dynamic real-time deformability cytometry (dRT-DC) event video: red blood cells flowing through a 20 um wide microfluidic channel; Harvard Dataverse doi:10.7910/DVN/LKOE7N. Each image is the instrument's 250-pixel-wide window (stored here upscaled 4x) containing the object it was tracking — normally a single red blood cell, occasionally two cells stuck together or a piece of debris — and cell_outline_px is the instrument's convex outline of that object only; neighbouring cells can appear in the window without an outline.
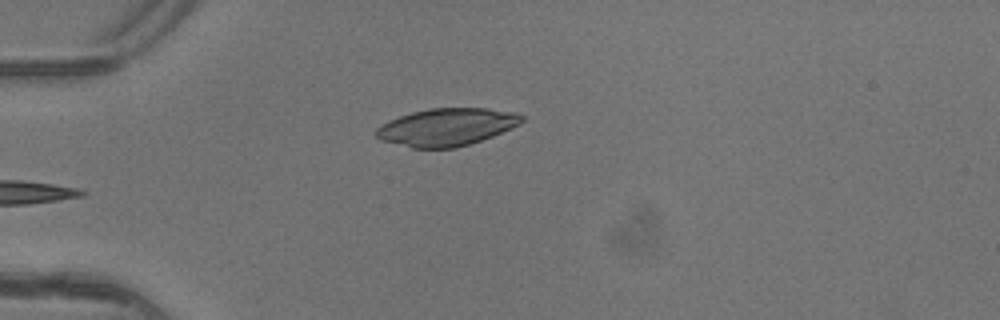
{"species": "common noctule bat (a hibernating species)", "species_latin": "Nyctalus noctula", "temperature_condition": "warm", "stored_images_in_passage": 2, "camera_frame_rate_fps": 3000, "um_per_image_px": 0.085, "animal": {"sex": "female"}, "frame": {"image": 1, "passage_image": 2, "time_ms": 0.333, "image_size_px": [1000, 320], "cell_outline_px": [[524, 120], [520, 124], [512, 128], [492, 136], [456, 148], [412, 148], [380, 140], [376, 136], [376, 128], [380, 124], [388, 120], [412, 112], [428, 108], [488, 108], [512, 112], [524, 116]], "centroid_in_image_um": [37.94, 10.8], "position_along_channel_um": 47.1, "area_um2": 31.85}}